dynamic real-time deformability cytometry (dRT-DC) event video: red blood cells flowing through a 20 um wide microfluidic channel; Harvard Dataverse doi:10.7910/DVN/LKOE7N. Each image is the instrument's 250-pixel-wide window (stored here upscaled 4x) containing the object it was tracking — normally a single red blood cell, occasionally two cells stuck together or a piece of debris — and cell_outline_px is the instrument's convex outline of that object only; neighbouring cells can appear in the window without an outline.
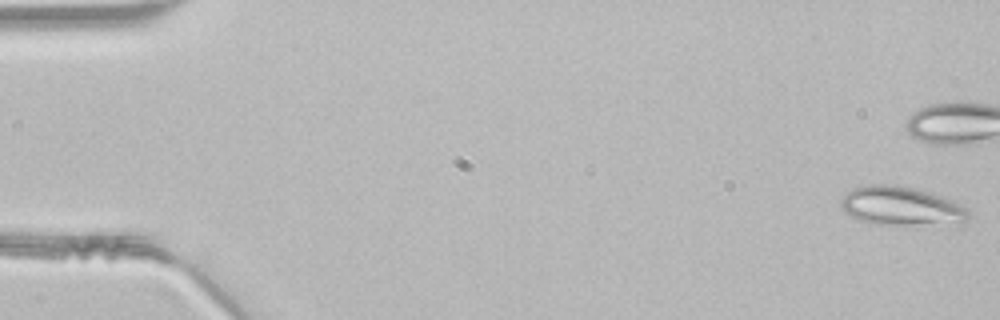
{"species": "common noctule bat (a hibernating species)", "species_latin": "Nyctalus noctula", "temperature_condition": "room temperature", "stored_images_in_passage": 48, "camera_frame_rate_fps": 3000, "um_per_image_px": 0.085, "animal": {"sex": "male", "body_mass_g": 21.5, "forearm_length_mm": 52.0}, "frame": {"image": 1, "passage_image": 1, "time_ms": 0.0, "image_size_px": [1000, 320], "cell_outline_px": [[968, 216], [960, 224], [916, 228], [872, 224], [860, 220], [844, 212], [840, 208], [840, 200], [852, 188], [864, 184], [896, 184], [932, 192], [944, 196], [968, 208]], "centroid_in_image_um": [76.64, 17.56], "position_along_channel_um": 8.4, "area_um2": 30.46}}
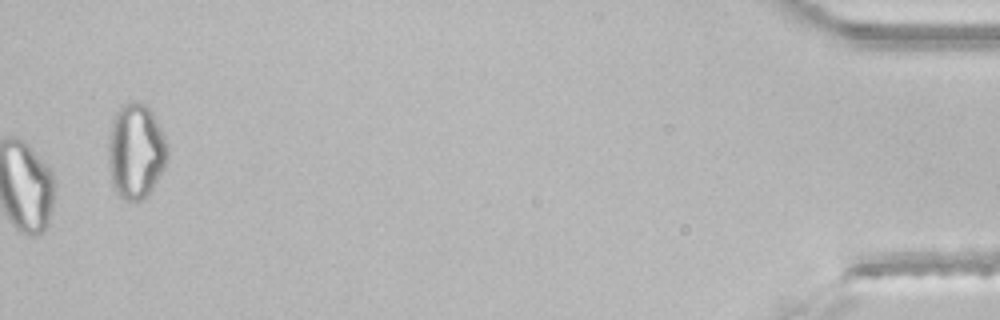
{"frame": {"image": 2, "passage_image": 48, "time_ms": 15.667, "image_size_px": [1000, 320], "cell_outline_px": [[168, 160], [164, 168], [152, 188], [136, 204], [124, 200], [116, 192], [112, 184], [108, 164], [108, 140], [112, 124], [116, 112], [120, 104], [128, 100], [132, 100], [144, 104], [152, 112], [168, 144]], "centroid_in_image_um": [11.53, 12.85], "position_along_channel_um": 423.7, "area_um2": 33.12}}